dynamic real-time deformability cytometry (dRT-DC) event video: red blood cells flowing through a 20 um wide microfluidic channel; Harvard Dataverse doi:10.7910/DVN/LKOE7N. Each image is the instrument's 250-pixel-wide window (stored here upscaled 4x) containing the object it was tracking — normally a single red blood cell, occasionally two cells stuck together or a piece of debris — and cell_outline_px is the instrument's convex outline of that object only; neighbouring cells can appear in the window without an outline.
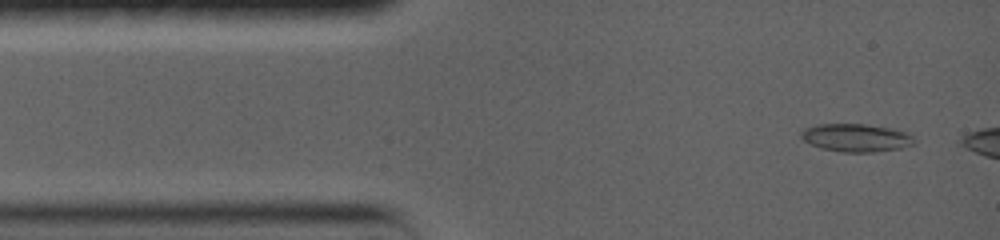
{"species": "common noctule bat (a hibernating species)", "species_latin": "Nyctalus noctula", "temperature_condition": "warm", "stored_images_in_passage": 32, "camera_frame_rate_fps": 5000, "um_per_image_px": 0.085, "animal": {"sex": "female", "body_mass_g": 19.0, "forearm_length_mm": 56.7}, "frame": {"image": 1, "passage_image": 1, "time_ms": 0.0, "image_size_px": [1000, 240], "cell_outline_px": [[916, 144], [900, 148], [872, 152], [844, 152], [820, 148], [804, 140], [800, 136], [800, 132], [804, 128], [820, 124], [864, 124], [892, 128], [908, 132], [916, 140]], "centroid_in_image_um": [72.8, 11.7], "position_along_channel_um": 12.2, "area_um2": 18.5}}
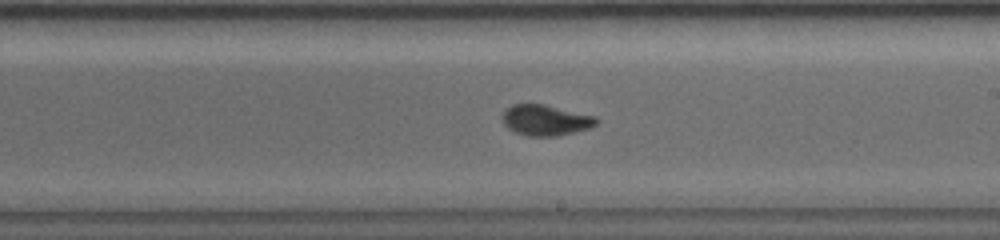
{"frame": {"image": 2, "passage_image": 19, "time_ms": 8.0, "image_size_px": [1000, 240], "cell_outline_px": [[600, 120], [596, 124], [588, 128], [556, 136], [528, 136], [516, 132], [508, 128], [500, 120], [500, 116], [512, 104], [544, 104], [596, 116]], "centroid_in_image_um": [46.35, 10.2], "position_along_channel_um": 242.6, "area_um2": 16.82}}
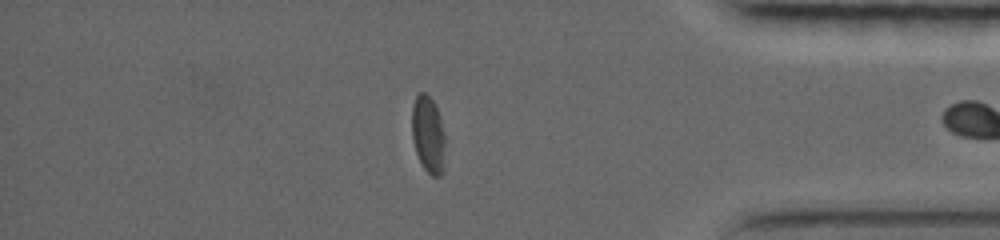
{"frame": {"image": 3, "passage_image": 31, "time_ms": 13.0, "image_size_px": [1000, 240], "cell_outline_px": [[444, 172], [440, 176], [432, 176], [424, 168], [416, 152], [412, 140], [412, 104], [416, 96], [420, 92], [424, 92], [432, 100], [440, 116], [444, 136]], "centroid_in_image_um": [36.39, 11.44], "position_along_channel_um": 398.8, "area_um2": 14.91}}